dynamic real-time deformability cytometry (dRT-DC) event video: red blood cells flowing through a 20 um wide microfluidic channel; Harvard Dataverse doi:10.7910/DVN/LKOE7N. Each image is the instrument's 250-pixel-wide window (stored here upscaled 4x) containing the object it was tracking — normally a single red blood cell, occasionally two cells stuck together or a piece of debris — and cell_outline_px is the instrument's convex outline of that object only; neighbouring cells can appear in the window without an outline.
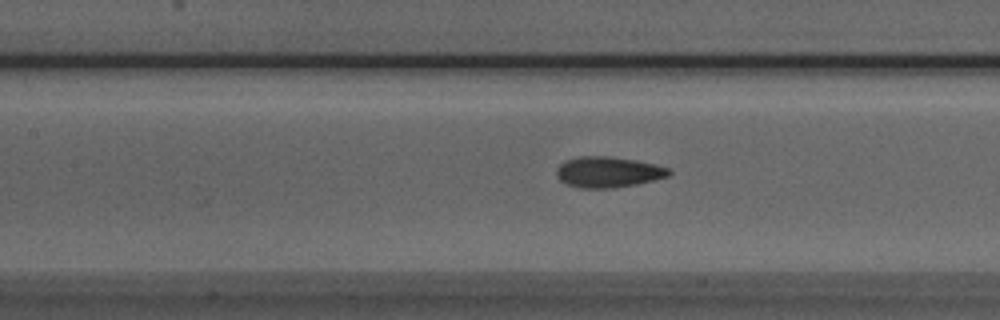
{"species": "Egyptian fruit bat (a non-hibernating species)", "species_latin": "Rousettus aegyptiacus", "temperature_condition": "room temperature", "stored_images_in_passage": 50, "camera_frame_rate_fps": 3000, "um_per_image_px": 0.085, "animal": {"sex": "male"}, "frame": {"image": 1, "passage_image": 21, "time_ms": 6.667, "image_size_px": [1000, 320], "cell_outline_px": [[672, 172], [668, 176], [636, 184], [616, 188], [580, 188], [564, 184], [556, 176], [556, 168], [560, 164], [568, 160], [580, 156], [608, 156], [636, 160], [656, 164], [668, 168]], "centroid_in_image_um": [51.67, 14.63], "position_along_channel_um": 155.7, "area_um2": 20.23}}
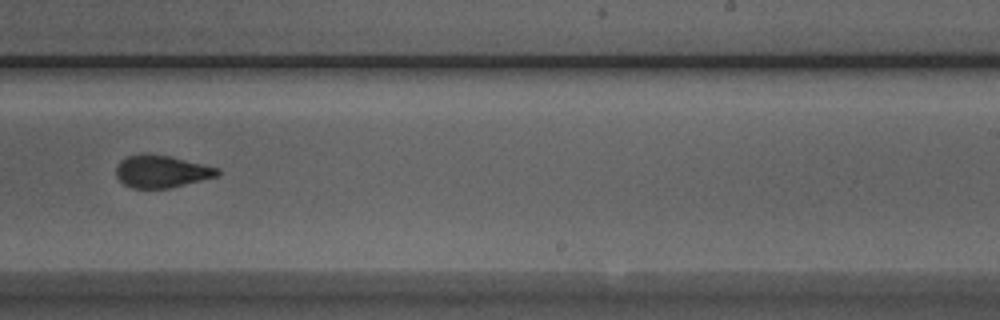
{"frame": {"image": 2, "passage_image": 30, "time_ms": 9.667, "image_size_px": [1000, 320], "cell_outline_px": [[220, 172], [216, 176], [168, 188], [132, 188], [124, 184], [116, 176], [116, 168], [120, 160], [128, 156], [172, 156], [220, 168]], "centroid_in_image_um": [13.74, 14.59], "position_along_channel_um": 275.3, "area_um2": 18.55}}
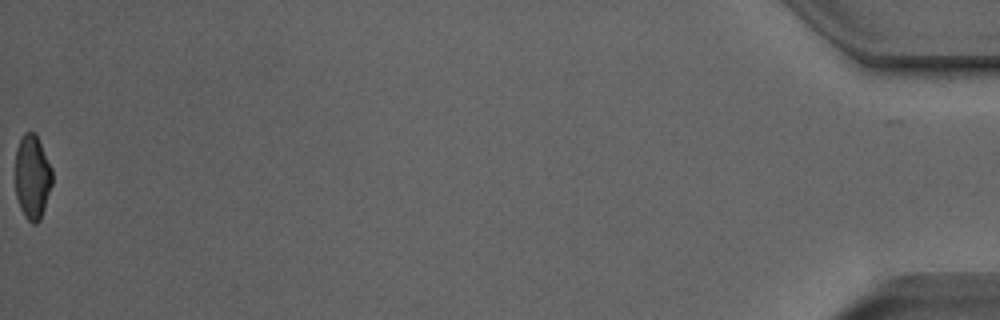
{"frame": {"image": 3, "passage_image": 50, "time_ms": 16.333, "image_size_px": [1000, 320], "cell_outline_px": [[52, 184], [40, 220], [36, 224], [32, 224], [24, 216], [20, 208], [16, 196], [16, 148], [24, 132], [36, 132], [52, 168]], "centroid_in_image_um": [2.75, 15.03], "position_along_channel_um": 432.4, "area_um2": 18.21}, "authors_computed_cell_mechanics": {"area_um2": 19.5942, "velocity_mm_per_s": 3.9955, "shape_relaxation_time_tau1_ms": 5.4156, "shape_relaxation_time_tau2_ms": 1.7404, "deformation_change_tau1": 0.1548, "deformation_change_tau2": 0.0674}}